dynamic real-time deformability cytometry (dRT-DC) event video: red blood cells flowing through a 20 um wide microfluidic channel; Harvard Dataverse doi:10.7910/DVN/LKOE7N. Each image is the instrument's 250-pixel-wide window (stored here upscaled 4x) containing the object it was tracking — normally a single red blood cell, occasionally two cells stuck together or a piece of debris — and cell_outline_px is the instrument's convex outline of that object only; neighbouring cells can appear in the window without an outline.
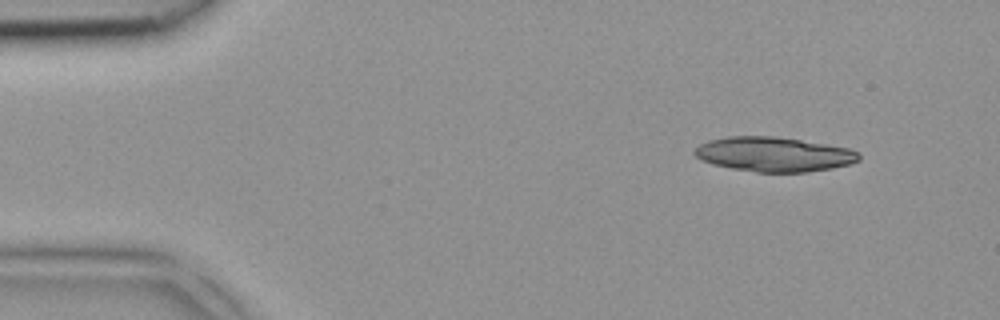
{"species": "common noctule bat (a hibernating species)", "species_latin": "Nyctalus noctula", "temperature_condition": "room temperature", "stored_images_in_passage": 3, "camera_frame_rate_fps": 3000, "um_per_image_px": 0.085, "animal": {"sex": "female", "body_mass_g": 18.4}, "frame": {"image": 1, "passage_image": 1, "time_ms": 0.0, "image_size_px": [1000, 320], "cell_outline_px": [[860, 160], [848, 164], [832, 168], [808, 172], [756, 172], [732, 168], [700, 160], [692, 152], [700, 144], [708, 140], [728, 136], [776, 136], [848, 148], [860, 152]], "centroid_in_image_um": [65.77, 13.11], "position_along_channel_um": 19.2, "area_um2": 33.0}}